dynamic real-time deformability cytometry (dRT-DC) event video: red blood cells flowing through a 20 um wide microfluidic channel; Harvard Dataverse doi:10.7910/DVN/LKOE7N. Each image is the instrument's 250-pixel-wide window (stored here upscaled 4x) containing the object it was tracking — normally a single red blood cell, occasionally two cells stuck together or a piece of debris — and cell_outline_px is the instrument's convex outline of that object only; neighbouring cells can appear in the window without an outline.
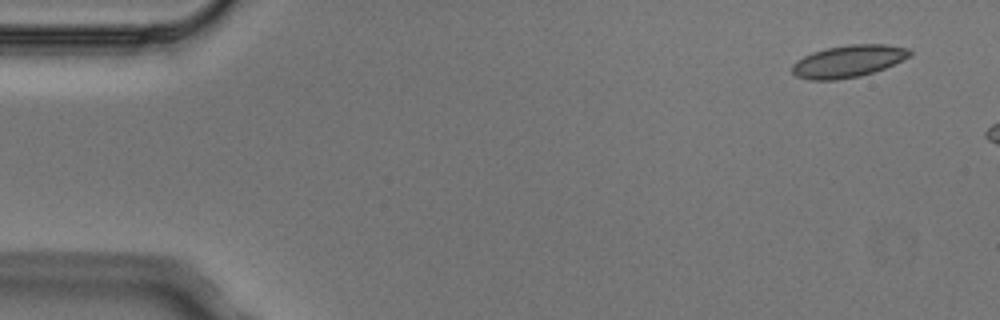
{"species": "Egyptian fruit bat (a non-hibernating species)", "species_latin": "Rousettus aegyptiacus", "temperature_condition": "cold", "stored_images_in_passage": 3, "camera_frame_rate_fps": 3000, "um_per_image_px": 0.085, "animal": {"sex": "male"}, "frame": {"image": 1, "passage_image": 1, "time_ms": 0.0, "image_size_px": [1000, 320], "cell_outline_px": [[912, 56], [904, 60], [884, 68], [860, 76], [836, 80], [812, 80], [796, 76], [792, 72], [792, 64], [796, 60], [812, 52], [828, 48], [852, 44], [884, 44], [908, 48], [912, 52]], "centroid_in_image_um": [72.11, 5.2], "position_along_channel_um": 12.9, "area_um2": 22.02}}